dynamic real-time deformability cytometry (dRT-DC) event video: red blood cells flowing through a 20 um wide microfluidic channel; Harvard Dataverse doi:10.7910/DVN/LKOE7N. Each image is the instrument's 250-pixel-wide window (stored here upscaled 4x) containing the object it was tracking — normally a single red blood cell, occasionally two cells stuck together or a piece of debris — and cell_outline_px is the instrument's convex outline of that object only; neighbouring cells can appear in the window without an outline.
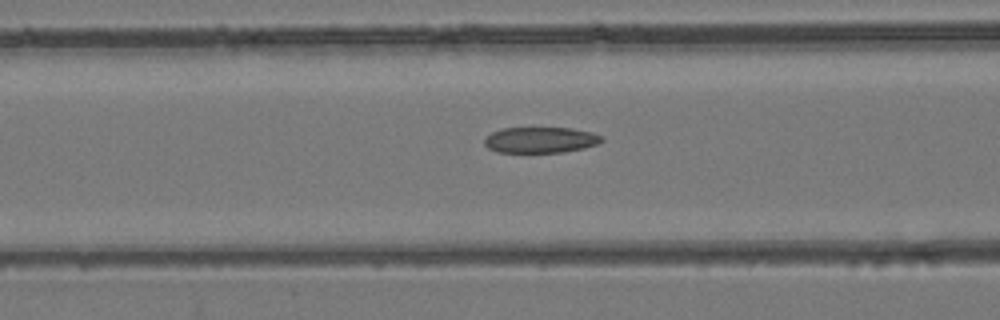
{"species": "common noctule bat (a hibernating species)", "species_latin": "Nyctalus noctula", "temperature_condition": "room temperature", "stored_images_in_passage": 37, "camera_frame_rate_fps": 3000, "um_per_image_px": 0.085, "animal": {"sex": "female", "body_mass_g": 24.6, "forearm_length_mm": 56.2}, "frame": {"image": 1, "passage_image": 9, "time_ms": 2.667, "image_size_px": [1000, 320], "cell_outline_px": [[604, 140], [600, 144], [584, 148], [564, 152], [496, 152], [488, 148], [484, 144], [484, 140], [492, 132], [504, 128], [572, 128], [592, 132], [604, 136]], "centroid_in_image_um": [46.0, 11.9], "position_along_channel_um": 120.6, "area_um2": 17.8}}
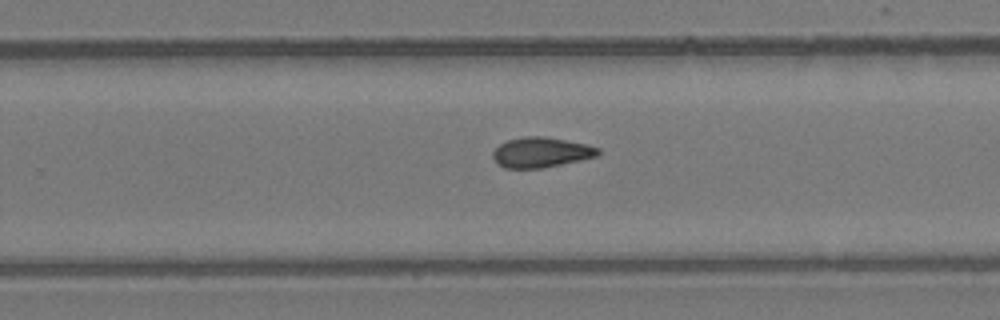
{"frame": {"image": 2, "passage_image": 20, "time_ms": 6.333, "image_size_px": [1000, 320], "cell_outline_px": [[600, 152], [596, 156], [580, 160], [540, 168], [504, 168], [496, 164], [492, 156], [492, 152], [500, 144], [508, 140], [524, 136], [544, 136], [588, 144], [600, 148]], "centroid_in_image_um": [45.97, 12.94], "position_along_channel_um": 283.8, "area_um2": 18.5}}
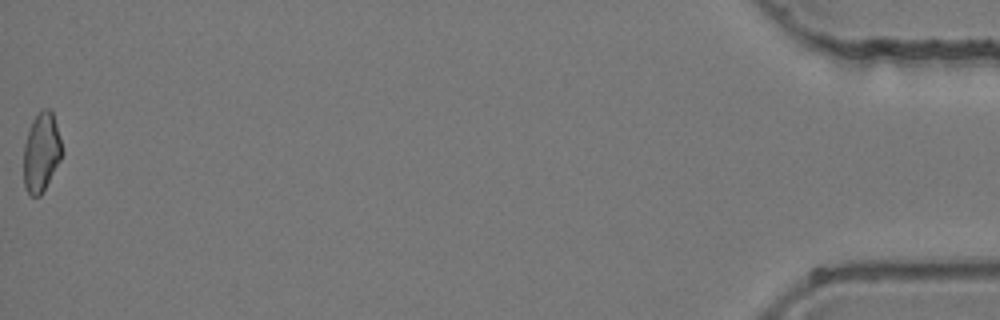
{"frame": {"image": 3, "passage_image": 37, "time_ms": 12.0, "image_size_px": [1000, 320], "cell_outline_px": [[64, 152], [60, 160], [40, 196], [32, 196], [28, 192], [24, 184], [24, 144], [32, 120], [44, 108], [48, 108], [52, 112], [56, 124]], "centroid_in_image_um": [3.52, 12.94], "position_along_channel_um": 431.7, "area_um2": 17.4}}